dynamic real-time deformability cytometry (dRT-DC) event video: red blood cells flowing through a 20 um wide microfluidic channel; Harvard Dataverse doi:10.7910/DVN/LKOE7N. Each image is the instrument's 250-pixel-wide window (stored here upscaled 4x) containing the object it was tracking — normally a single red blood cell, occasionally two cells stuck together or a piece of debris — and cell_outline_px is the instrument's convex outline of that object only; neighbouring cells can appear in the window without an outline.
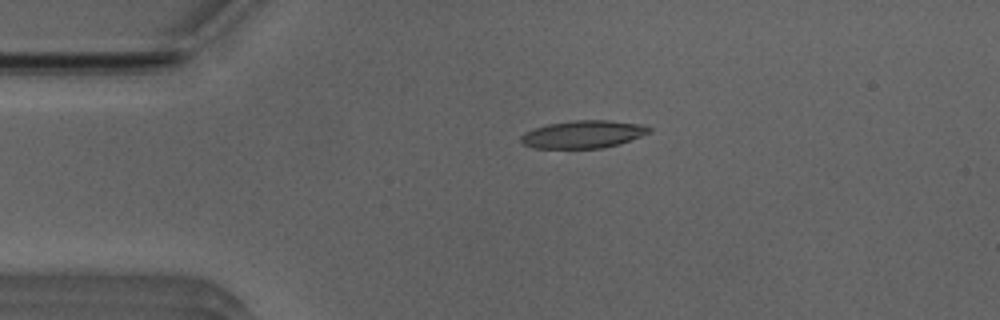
{"species": "Egyptian fruit bat (a non-hibernating species)", "species_latin": "Rousettus aegyptiacus", "temperature_condition": "room temperature", "stored_images_in_passage": 42, "camera_frame_rate_fps": 3000, "um_per_image_px": 0.085, "animal": {"sex": "male"}, "frame": {"image": 1, "passage_image": 1, "time_ms": 0.0, "image_size_px": [1000, 320], "cell_outline_px": [[652, 132], [604, 148], [532, 148], [524, 144], [520, 140], [520, 136], [536, 128], [548, 124], [576, 120], [608, 120], [640, 124], [652, 128]], "centroid_in_image_um": [49.58, 11.41], "position_along_channel_um": 35.4, "area_um2": 20.35}}
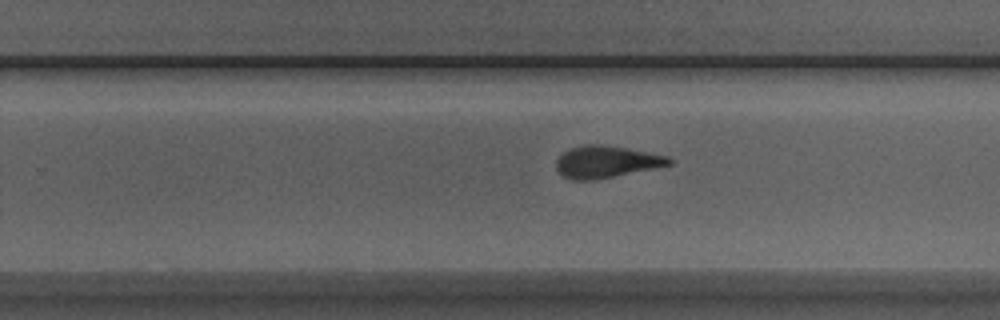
{"frame": {"image": 2, "passage_image": 22, "time_ms": 7.0, "image_size_px": [1000, 320], "cell_outline_px": [[672, 164], [596, 180], [572, 180], [564, 176], [556, 168], [556, 160], [564, 152], [572, 148], [584, 144], [600, 144], [628, 148], [668, 156], [672, 160]], "centroid_in_image_um": [51.53, 13.75], "position_along_channel_um": 278.3, "area_um2": 20.87}}
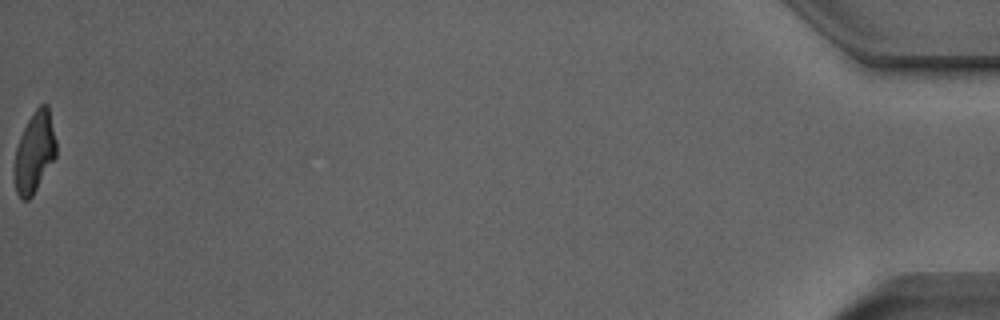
{"frame": {"image": 3, "passage_image": 42, "time_ms": 13.667, "image_size_px": [1000, 320], "cell_outline_px": [[56, 156], [32, 196], [28, 200], [20, 200], [16, 192], [16, 148], [20, 136], [28, 120], [36, 108], [40, 104], [48, 104], [56, 140]], "centroid_in_image_um": [2.96, 12.92], "position_along_channel_um": 432.2, "area_um2": 19.25}, "authors_computed_cell_mechanics": {"area_um2": 20.8947, "velocity_mm_per_s": 3.9495, "shape_relaxation_time_tau1_ms": 4.948, "shape_relaxation_time_tau2_ms": 2.0286, "deformation_change_tau1": 0.1957, "deformation_change_tau2": 0.1174}}